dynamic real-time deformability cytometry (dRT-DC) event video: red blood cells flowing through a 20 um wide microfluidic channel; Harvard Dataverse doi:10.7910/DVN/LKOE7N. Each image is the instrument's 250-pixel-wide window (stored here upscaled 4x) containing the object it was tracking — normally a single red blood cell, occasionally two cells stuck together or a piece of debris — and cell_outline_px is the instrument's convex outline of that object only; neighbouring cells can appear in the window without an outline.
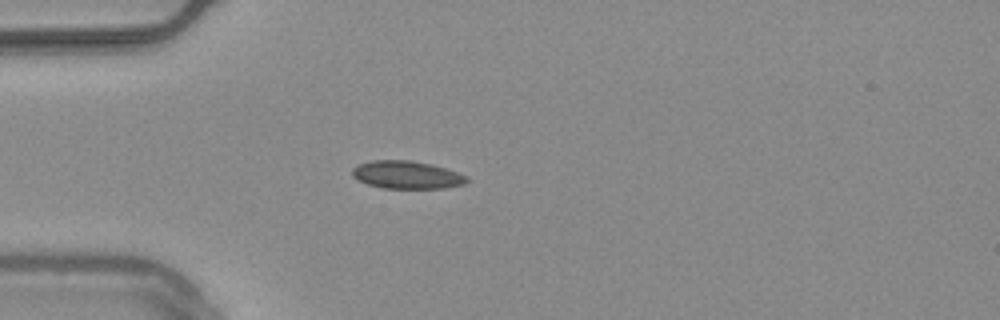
{"species": "common noctule bat (a hibernating species)", "species_latin": "Nyctalus noctula", "temperature_condition": "warm", "stored_images_in_passage": 40, "camera_frame_rate_fps": 3000, "um_per_image_px": 0.085, "animal": {"sex": "male", "body_mass_g": 20.4}, "frame": {"image": 1, "passage_image": 1, "time_ms": 0.0, "image_size_px": [1000, 320], "cell_outline_px": [[468, 180], [464, 184], [444, 188], [384, 188], [368, 184], [352, 176], [352, 168], [360, 164], [372, 160], [408, 160], [432, 164], [468, 176]], "centroid_in_image_um": [34.58, 14.86], "position_along_channel_um": 50.4, "area_um2": 18.38}}
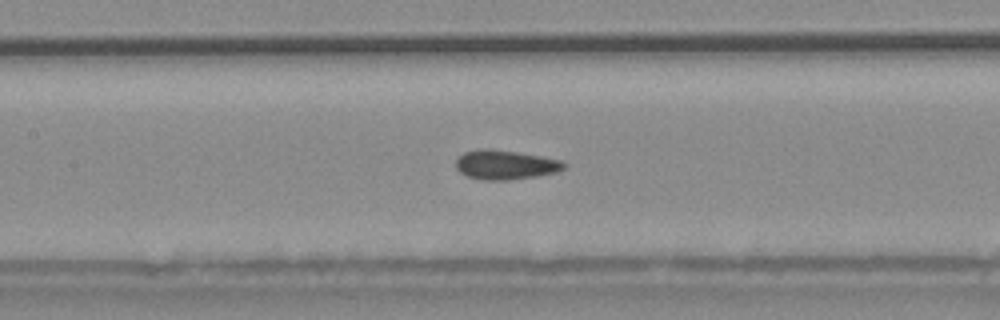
{"frame": {"image": 2, "passage_image": 11, "time_ms": 3.333, "image_size_px": [1000, 320], "cell_outline_px": [[568, 164], [564, 168], [556, 172], [536, 176], [508, 180], [484, 180], [468, 176], [460, 172], [456, 168], [456, 160], [464, 152], [484, 148], [516, 152], [540, 156], [560, 160]], "centroid_in_image_um": [42.95, 14.01], "position_along_channel_um": 164.4, "area_um2": 18.26}}
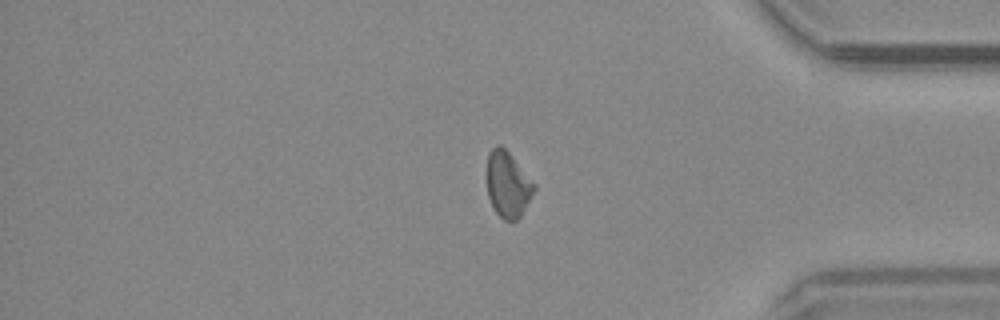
{"frame": {"image": 3, "passage_image": 31, "time_ms": 10.0, "image_size_px": [1000, 320], "cell_outline_px": [[536, 188], [520, 216], [516, 220], [504, 220], [492, 208], [488, 196], [484, 172], [488, 152], [496, 144], [500, 144], [508, 152], [536, 184]], "centroid_in_image_um": [43.1, 15.64], "position_along_channel_um": 392.1, "area_um2": 18.5}, "authors_computed_cell_mechanics": {"area_um2": 18.3226, "velocity_mm_per_s": 3.7474, "shape_relaxation_time_tau1_ms": null, "shape_relaxation_time_tau2_ms": 3.452, "deformation_change_tau1": null, "deformation_change_tau2": 0.0771}}